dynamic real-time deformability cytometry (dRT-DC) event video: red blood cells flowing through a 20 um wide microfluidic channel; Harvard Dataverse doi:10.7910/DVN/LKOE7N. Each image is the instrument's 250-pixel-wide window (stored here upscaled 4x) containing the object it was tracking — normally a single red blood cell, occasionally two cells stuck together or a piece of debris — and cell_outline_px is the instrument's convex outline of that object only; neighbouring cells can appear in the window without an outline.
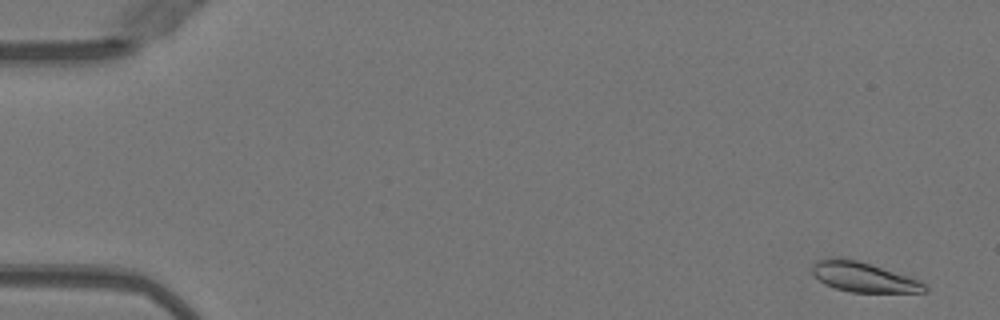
{"species": "Egyptian fruit bat (a non-hibernating species)", "species_latin": "Rousettus aegyptiacus", "temperature_condition": "warm", "stored_images_in_passage": 50, "camera_frame_rate_fps": 3000, "um_per_image_px": 0.085, "animal": {"sex": "female"}, "frame": {"image": 1, "passage_image": 1, "time_ms": 0.0, "image_size_px": [1000, 320], "cell_outline_px": [[928, 292], [852, 292], [836, 288], [820, 280], [812, 272], [812, 264], [816, 260], [832, 256], [856, 260], [908, 276], [920, 280], [928, 284]], "centroid_in_image_um": [73.42, 23.54], "position_along_channel_um": 11.6, "area_um2": 19.42}}
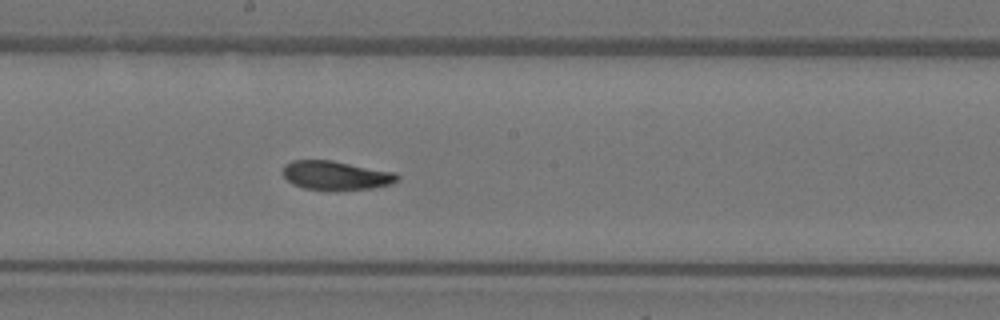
{"frame": {"image": 2, "passage_image": 27, "time_ms": 8.667, "image_size_px": [1000, 320], "cell_outline_px": [[400, 176], [396, 180], [388, 184], [372, 188], [336, 192], [304, 188], [292, 184], [280, 172], [284, 164], [292, 160], [332, 160], [396, 172]], "centroid_in_image_um": [28.51, 14.92], "position_along_channel_um": 219.7, "area_um2": 19.83}}
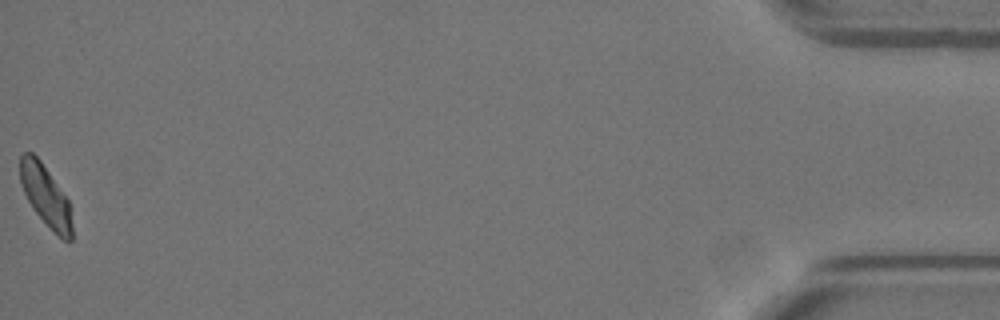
{"frame": {"image": 3, "passage_image": 50, "time_ms": 16.333, "image_size_px": [1000, 320], "cell_outline_px": [[72, 240], [64, 240], [32, 208], [20, 184], [20, 156], [24, 152], [32, 152], [40, 160], [68, 200], [72, 224]], "centroid_in_image_um": [3.85, 16.6], "position_along_channel_um": 431.3, "area_um2": 17.86}, "authors_computed_cell_mechanics": {"area_um2": 19.7965, "velocity_mm_per_s": 3.9994, "shape_relaxation_time_tau1_ms": 3.307, "shape_relaxation_time_tau2_ms": 1.667, "deformation_change_tau1": 0.1209, "deformation_change_tau2": 0.068}}